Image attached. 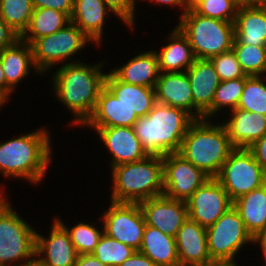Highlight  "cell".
<instances>
[{
	"mask_svg": "<svg viewBox=\"0 0 266 266\" xmlns=\"http://www.w3.org/2000/svg\"><path fill=\"white\" fill-rule=\"evenodd\" d=\"M107 63L109 61L106 58L94 64L85 60L68 63L56 67L48 75L49 83L52 84L49 87V90L52 88L51 95L70 114L68 128L81 127L93 113L99 93L104 87L107 74L105 69L109 68V64L105 67Z\"/></svg>",
	"mask_w": 266,
	"mask_h": 266,
	"instance_id": "1",
	"label": "cell"
},
{
	"mask_svg": "<svg viewBox=\"0 0 266 266\" xmlns=\"http://www.w3.org/2000/svg\"><path fill=\"white\" fill-rule=\"evenodd\" d=\"M52 131L44 125L25 131L17 137L0 141V174L3 179L28 182L34 187L43 184L53 163ZM36 185V186H35Z\"/></svg>",
	"mask_w": 266,
	"mask_h": 266,
	"instance_id": "2",
	"label": "cell"
},
{
	"mask_svg": "<svg viewBox=\"0 0 266 266\" xmlns=\"http://www.w3.org/2000/svg\"><path fill=\"white\" fill-rule=\"evenodd\" d=\"M220 119H195L189 125L178 151L210 178L217 176L235 149Z\"/></svg>",
	"mask_w": 266,
	"mask_h": 266,
	"instance_id": "3",
	"label": "cell"
},
{
	"mask_svg": "<svg viewBox=\"0 0 266 266\" xmlns=\"http://www.w3.org/2000/svg\"><path fill=\"white\" fill-rule=\"evenodd\" d=\"M194 120L183 109L156 102L147 115L136 120L133 128L148 155L163 157L179 151Z\"/></svg>",
	"mask_w": 266,
	"mask_h": 266,
	"instance_id": "4",
	"label": "cell"
},
{
	"mask_svg": "<svg viewBox=\"0 0 266 266\" xmlns=\"http://www.w3.org/2000/svg\"><path fill=\"white\" fill-rule=\"evenodd\" d=\"M108 200L116 203H140L163 195V160L161 156L117 165L111 169Z\"/></svg>",
	"mask_w": 266,
	"mask_h": 266,
	"instance_id": "5",
	"label": "cell"
},
{
	"mask_svg": "<svg viewBox=\"0 0 266 266\" xmlns=\"http://www.w3.org/2000/svg\"><path fill=\"white\" fill-rule=\"evenodd\" d=\"M5 184L0 183V266H17L36 257L37 230L14 208Z\"/></svg>",
	"mask_w": 266,
	"mask_h": 266,
	"instance_id": "6",
	"label": "cell"
},
{
	"mask_svg": "<svg viewBox=\"0 0 266 266\" xmlns=\"http://www.w3.org/2000/svg\"><path fill=\"white\" fill-rule=\"evenodd\" d=\"M33 62L42 76L48 75L56 66L83 61L82 57L89 46L96 44L74 23L45 37L34 40L31 44ZM87 47V48H86ZM80 54V55H79Z\"/></svg>",
	"mask_w": 266,
	"mask_h": 266,
	"instance_id": "7",
	"label": "cell"
},
{
	"mask_svg": "<svg viewBox=\"0 0 266 266\" xmlns=\"http://www.w3.org/2000/svg\"><path fill=\"white\" fill-rule=\"evenodd\" d=\"M175 24L187 37L198 59H210L232 49L235 38L234 22L197 14L189 8Z\"/></svg>",
	"mask_w": 266,
	"mask_h": 266,
	"instance_id": "8",
	"label": "cell"
},
{
	"mask_svg": "<svg viewBox=\"0 0 266 266\" xmlns=\"http://www.w3.org/2000/svg\"><path fill=\"white\" fill-rule=\"evenodd\" d=\"M206 233L208 252L212 260L239 261L238 255L253 247V237L233 206L207 228Z\"/></svg>",
	"mask_w": 266,
	"mask_h": 266,
	"instance_id": "9",
	"label": "cell"
},
{
	"mask_svg": "<svg viewBox=\"0 0 266 266\" xmlns=\"http://www.w3.org/2000/svg\"><path fill=\"white\" fill-rule=\"evenodd\" d=\"M215 179L232 202L266 184V173L247 148H235Z\"/></svg>",
	"mask_w": 266,
	"mask_h": 266,
	"instance_id": "10",
	"label": "cell"
},
{
	"mask_svg": "<svg viewBox=\"0 0 266 266\" xmlns=\"http://www.w3.org/2000/svg\"><path fill=\"white\" fill-rule=\"evenodd\" d=\"M109 202L105 211L102 208V215H99L103 223L104 233L110 238L139 251L146 226L139 203Z\"/></svg>",
	"mask_w": 266,
	"mask_h": 266,
	"instance_id": "11",
	"label": "cell"
},
{
	"mask_svg": "<svg viewBox=\"0 0 266 266\" xmlns=\"http://www.w3.org/2000/svg\"><path fill=\"white\" fill-rule=\"evenodd\" d=\"M163 194L168 198L186 201L210 179L178 152L162 157Z\"/></svg>",
	"mask_w": 266,
	"mask_h": 266,
	"instance_id": "12",
	"label": "cell"
},
{
	"mask_svg": "<svg viewBox=\"0 0 266 266\" xmlns=\"http://www.w3.org/2000/svg\"><path fill=\"white\" fill-rule=\"evenodd\" d=\"M96 133L97 141L106 149L108 167L142 160L148 156L133 127H80ZM91 129V130H89ZM99 137V138H98ZM110 155V156H108Z\"/></svg>",
	"mask_w": 266,
	"mask_h": 266,
	"instance_id": "13",
	"label": "cell"
},
{
	"mask_svg": "<svg viewBox=\"0 0 266 266\" xmlns=\"http://www.w3.org/2000/svg\"><path fill=\"white\" fill-rule=\"evenodd\" d=\"M232 206L228 193L215 178L206 181L187 200L189 218L206 229Z\"/></svg>",
	"mask_w": 266,
	"mask_h": 266,
	"instance_id": "14",
	"label": "cell"
},
{
	"mask_svg": "<svg viewBox=\"0 0 266 266\" xmlns=\"http://www.w3.org/2000/svg\"><path fill=\"white\" fill-rule=\"evenodd\" d=\"M48 228L47 235L37 229L36 258L43 266H75L78 253L66 228L54 216Z\"/></svg>",
	"mask_w": 266,
	"mask_h": 266,
	"instance_id": "15",
	"label": "cell"
},
{
	"mask_svg": "<svg viewBox=\"0 0 266 266\" xmlns=\"http://www.w3.org/2000/svg\"><path fill=\"white\" fill-rule=\"evenodd\" d=\"M139 205L146 225L153 226L174 238L189 218L186 201L168 198L164 194L144 200Z\"/></svg>",
	"mask_w": 266,
	"mask_h": 266,
	"instance_id": "16",
	"label": "cell"
},
{
	"mask_svg": "<svg viewBox=\"0 0 266 266\" xmlns=\"http://www.w3.org/2000/svg\"><path fill=\"white\" fill-rule=\"evenodd\" d=\"M194 100V119H212L214 94L221 80L210 59H198L186 71Z\"/></svg>",
	"mask_w": 266,
	"mask_h": 266,
	"instance_id": "17",
	"label": "cell"
},
{
	"mask_svg": "<svg viewBox=\"0 0 266 266\" xmlns=\"http://www.w3.org/2000/svg\"><path fill=\"white\" fill-rule=\"evenodd\" d=\"M0 61L6 80V94L10 98L16 93L17 87L19 89L20 83H24L30 76L35 74L43 77L34 65L31 45L21 38L0 51Z\"/></svg>",
	"mask_w": 266,
	"mask_h": 266,
	"instance_id": "18",
	"label": "cell"
},
{
	"mask_svg": "<svg viewBox=\"0 0 266 266\" xmlns=\"http://www.w3.org/2000/svg\"><path fill=\"white\" fill-rule=\"evenodd\" d=\"M112 16L116 17L103 0H74L70 22L80 28L100 49L106 41V24L112 20L108 18Z\"/></svg>",
	"mask_w": 266,
	"mask_h": 266,
	"instance_id": "19",
	"label": "cell"
},
{
	"mask_svg": "<svg viewBox=\"0 0 266 266\" xmlns=\"http://www.w3.org/2000/svg\"><path fill=\"white\" fill-rule=\"evenodd\" d=\"M220 120L226 128L235 148H248L266 135V115L248 112L240 108L227 113Z\"/></svg>",
	"mask_w": 266,
	"mask_h": 266,
	"instance_id": "20",
	"label": "cell"
},
{
	"mask_svg": "<svg viewBox=\"0 0 266 266\" xmlns=\"http://www.w3.org/2000/svg\"><path fill=\"white\" fill-rule=\"evenodd\" d=\"M180 266H206L213 261L207 244L206 228L188 218L175 236Z\"/></svg>",
	"mask_w": 266,
	"mask_h": 266,
	"instance_id": "21",
	"label": "cell"
},
{
	"mask_svg": "<svg viewBox=\"0 0 266 266\" xmlns=\"http://www.w3.org/2000/svg\"><path fill=\"white\" fill-rule=\"evenodd\" d=\"M122 61L121 64L109 68V70L125 83L155 88L160 71L158 57L154 49L137 52L134 56ZM118 65V66H117Z\"/></svg>",
	"mask_w": 266,
	"mask_h": 266,
	"instance_id": "22",
	"label": "cell"
},
{
	"mask_svg": "<svg viewBox=\"0 0 266 266\" xmlns=\"http://www.w3.org/2000/svg\"><path fill=\"white\" fill-rule=\"evenodd\" d=\"M166 35L161 42V49H154L158 57L159 71L186 72L196 60L187 37L176 25L169 29Z\"/></svg>",
	"mask_w": 266,
	"mask_h": 266,
	"instance_id": "23",
	"label": "cell"
},
{
	"mask_svg": "<svg viewBox=\"0 0 266 266\" xmlns=\"http://www.w3.org/2000/svg\"><path fill=\"white\" fill-rule=\"evenodd\" d=\"M139 117L123 105L105 86L101 89L93 113L81 127H133Z\"/></svg>",
	"mask_w": 266,
	"mask_h": 266,
	"instance_id": "24",
	"label": "cell"
},
{
	"mask_svg": "<svg viewBox=\"0 0 266 266\" xmlns=\"http://www.w3.org/2000/svg\"><path fill=\"white\" fill-rule=\"evenodd\" d=\"M155 95L156 102L183 109L194 118V100L186 72H160Z\"/></svg>",
	"mask_w": 266,
	"mask_h": 266,
	"instance_id": "25",
	"label": "cell"
},
{
	"mask_svg": "<svg viewBox=\"0 0 266 266\" xmlns=\"http://www.w3.org/2000/svg\"><path fill=\"white\" fill-rule=\"evenodd\" d=\"M234 33L240 44L266 46V5L239 6Z\"/></svg>",
	"mask_w": 266,
	"mask_h": 266,
	"instance_id": "26",
	"label": "cell"
},
{
	"mask_svg": "<svg viewBox=\"0 0 266 266\" xmlns=\"http://www.w3.org/2000/svg\"><path fill=\"white\" fill-rule=\"evenodd\" d=\"M104 86L138 117L147 115L156 103L155 88L133 85L120 81L109 69Z\"/></svg>",
	"mask_w": 266,
	"mask_h": 266,
	"instance_id": "27",
	"label": "cell"
},
{
	"mask_svg": "<svg viewBox=\"0 0 266 266\" xmlns=\"http://www.w3.org/2000/svg\"><path fill=\"white\" fill-rule=\"evenodd\" d=\"M139 252L156 266H180L175 238L146 225Z\"/></svg>",
	"mask_w": 266,
	"mask_h": 266,
	"instance_id": "28",
	"label": "cell"
},
{
	"mask_svg": "<svg viewBox=\"0 0 266 266\" xmlns=\"http://www.w3.org/2000/svg\"><path fill=\"white\" fill-rule=\"evenodd\" d=\"M246 230L255 237L266 229V184L254 189L233 202Z\"/></svg>",
	"mask_w": 266,
	"mask_h": 266,
	"instance_id": "29",
	"label": "cell"
},
{
	"mask_svg": "<svg viewBox=\"0 0 266 266\" xmlns=\"http://www.w3.org/2000/svg\"><path fill=\"white\" fill-rule=\"evenodd\" d=\"M70 23V17L51 8H34L27 30L20 37L31 44L34 40L51 35Z\"/></svg>",
	"mask_w": 266,
	"mask_h": 266,
	"instance_id": "30",
	"label": "cell"
},
{
	"mask_svg": "<svg viewBox=\"0 0 266 266\" xmlns=\"http://www.w3.org/2000/svg\"><path fill=\"white\" fill-rule=\"evenodd\" d=\"M54 217L68 231L72 244L78 254H92L95 251L99 239L104 233L103 223L100 216L97 217L98 223L96 220L91 221L90 223L88 220L84 221L83 219V221L74 222V225H69V221L66 224V221L64 219L62 220L63 217L59 214H56Z\"/></svg>",
	"mask_w": 266,
	"mask_h": 266,
	"instance_id": "31",
	"label": "cell"
},
{
	"mask_svg": "<svg viewBox=\"0 0 266 266\" xmlns=\"http://www.w3.org/2000/svg\"><path fill=\"white\" fill-rule=\"evenodd\" d=\"M244 86L245 77L220 82L213 98L212 119L217 120L237 108Z\"/></svg>",
	"mask_w": 266,
	"mask_h": 266,
	"instance_id": "32",
	"label": "cell"
},
{
	"mask_svg": "<svg viewBox=\"0 0 266 266\" xmlns=\"http://www.w3.org/2000/svg\"><path fill=\"white\" fill-rule=\"evenodd\" d=\"M232 50L245 75H266V46L240 44L234 38Z\"/></svg>",
	"mask_w": 266,
	"mask_h": 266,
	"instance_id": "33",
	"label": "cell"
},
{
	"mask_svg": "<svg viewBox=\"0 0 266 266\" xmlns=\"http://www.w3.org/2000/svg\"><path fill=\"white\" fill-rule=\"evenodd\" d=\"M32 0H2L1 18L21 37L27 30L33 14Z\"/></svg>",
	"mask_w": 266,
	"mask_h": 266,
	"instance_id": "34",
	"label": "cell"
},
{
	"mask_svg": "<svg viewBox=\"0 0 266 266\" xmlns=\"http://www.w3.org/2000/svg\"><path fill=\"white\" fill-rule=\"evenodd\" d=\"M237 108L266 115V75L246 76Z\"/></svg>",
	"mask_w": 266,
	"mask_h": 266,
	"instance_id": "35",
	"label": "cell"
},
{
	"mask_svg": "<svg viewBox=\"0 0 266 266\" xmlns=\"http://www.w3.org/2000/svg\"><path fill=\"white\" fill-rule=\"evenodd\" d=\"M136 251L133 247L112 239L103 233L92 254L107 266H119Z\"/></svg>",
	"mask_w": 266,
	"mask_h": 266,
	"instance_id": "36",
	"label": "cell"
},
{
	"mask_svg": "<svg viewBox=\"0 0 266 266\" xmlns=\"http://www.w3.org/2000/svg\"><path fill=\"white\" fill-rule=\"evenodd\" d=\"M190 8L202 16L234 22L239 5L233 0H190Z\"/></svg>",
	"mask_w": 266,
	"mask_h": 266,
	"instance_id": "37",
	"label": "cell"
},
{
	"mask_svg": "<svg viewBox=\"0 0 266 266\" xmlns=\"http://www.w3.org/2000/svg\"><path fill=\"white\" fill-rule=\"evenodd\" d=\"M221 81L246 77L232 49L210 58Z\"/></svg>",
	"mask_w": 266,
	"mask_h": 266,
	"instance_id": "38",
	"label": "cell"
},
{
	"mask_svg": "<svg viewBox=\"0 0 266 266\" xmlns=\"http://www.w3.org/2000/svg\"><path fill=\"white\" fill-rule=\"evenodd\" d=\"M105 5L116 15V21L128 28L127 31L136 32L137 12L135 8V0H103ZM120 19V20H119Z\"/></svg>",
	"mask_w": 266,
	"mask_h": 266,
	"instance_id": "39",
	"label": "cell"
},
{
	"mask_svg": "<svg viewBox=\"0 0 266 266\" xmlns=\"http://www.w3.org/2000/svg\"><path fill=\"white\" fill-rule=\"evenodd\" d=\"M147 2L149 5H156V6H160L165 8H174L176 9L177 12H179L180 14H177V18L179 17V19L183 16V14L190 8V0H135V8H136V12L140 11L138 10V5L137 3H142V2ZM167 5V6H166ZM170 6V7H169ZM178 8V9H177ZM181 10V11H180Z\"/></svg>",
	"mask_w": 266,
	"mask_h": 266,
	"instance_id": "40",
	"label": "cell"
},
{
	"mask_svg": "<svg viewBox=\"0 0 266 266\" xmlns=\"http://www.w3.org/2000/svg\"><path fill=\"white\" fill-rule=\"evenodd\" d=\"M74 0H32L34 8H51L71 17Z\"/></svg>",
	"mask_w": 266,
	"mask_h": 266,
	"instance_id": "41",
	"label": "cell"
},
{
	"mask_svg": "<svg viewBox=\"0 0 266 266\" xmlns=\"http://www.w3.org/2000/svg\"><path fill=\"white\" fill-rule=\"evenodd\" d=\"M20 36L0 16V51L13 45Z\"/></svg>",
	"mask_w": 266,
	"mask_h": 266,
	"instance_id": "42",
	"label": "cell"
},
{
	"mask_svg": "<svg viewBox=\"0 0 266 266\" xmlns=\"http://www.w3.org/2000/svg\"><path fill=\"white\" fill-rule=\"evenodd\" d=\"M266 173V135L247 148Z\"/></svg>",
	"mask_w": 266,
	"mask_h": 266,
	"instance_id": "43",
	"label": "cell"
},
{
	"mask_svg": "<svg viewBox=\"0 0 266 266\" xmlns=\"http://www.w3.org/2000/svg\"><path fill=\"white\" fill-rule=\"evenodd\" d=\"M119 266H156L146 255L136 251L131 257L125 259Z\"/></svg>",
	"mask_w": 266,
	"mask_h": 266,
	"instance_id": "44",
	"label": "cell"
},
{
	"mask_svg": "<svg viewBox=\"0 0 266 266\" xmlns=\"http://www.w3.org/2000/svg\"><path fill=\"white\" fill-rule=\"evenodd\" d=\"M75 266H107L93 254H78Z\"/></svg>",
	"mask_w": 266,
	"mask_h": 266,
	"instance_id": "45",
	"label": "cell"
},
{
	"mask_svg": "<svg viewBox=\"0 0 266 266\" xmlns=\"http://www.w3.org/2000/svg\"><path fill=\"white\" fill-rule=\"evenodd\" d=\"M253 246L260 248V254L262 256V261H264V265L266 266V229L262 230L260 233H258L255 237H253ZM262 251V252H261Z\"/></svg>",
	"mask_w": 266,
	"mask_h": 266,
	"instance_id": "46",
	"label": "cell"
},
{
	"mask_svg": "<svg viewBox=\"0 0 266 266\" xmlns=\"http://www.w3.org/2000/svg\"><path fill=\"white\" fill-rule=\"evenodd\" d=\"M206 266H241L238 261L235 260H213Z\"/></svg>",
	"mask_w": 266,
	"mask_h": 266,
	"instance_id": "47",
	"label": "cell"
},
{
	"mask_svg": "<svg viewBox=\"0 0 266 266\" xmlns=\"http://www.w3.org/2000/svg\"><path fill=\"white\" fill-rule=\"evenodd\" d=\"M11 100L14 101L3 90L0 89V110L1 111L3 108H5L6 104H9L8 102H10Z\"/></svg>",
	"mask_w": 266,
	"mask_h": 266,
	"instance_id": "48",
	"label": "cell"
},
{
	"mask_svg": "<svg viewBox=\"0 0 266 266\" xmlns=\"http://www.w3.org/2000/svg\"><path fill=\"white\" fill-rule=\"evenodd\" d=\"M0 89L6 93V80L3 73L2 63L0 61Z\"/></svg>",
	"mask_w": 266,
	"mask_h": 266,
	"instance_id": "49",
	"label": "cell"
},
{
	"mask_svg": "<svg viewBox=\"0 0 266 266\" xmlns=\"http://www.w3.org/2000/svg\"><path fill=\"white\" fill-rule=\"evenodd\" d=\"M17 266H43V264L35 257L30 261L19 264Z\"/></svg>",
	"mask_w": 266,
	"mask_h": 266,
	"instance_id": "50",
	"label": "cell"
},
{
	"mask_svg": "<svg viewBox=\"0 0 266 266\" xmlns=\"http://www.w3.org/2000/svg\"><path fill=\"white\" fill-rule=\"evenodd\" d=\"M239 6L251 5V0H233Z\"/></svg>",
	"mask_w": 266,
	"mask_h": 266,
	"instance_id": "51",
	"label": "cell"
},
{
	"mask_svg": "<svg viewBox=\"0 0 266 266\" xmlns=\"http://www.w3.org/2000/svg\"><path fill=\"white\" fill-rule=\"evenodd\" d=\"M252 4L266 5V0H251V5Z\"/></svg>",
	"mask_w": 266,
	"mask_h": 266,
	"instance_id": "52",
	"label": "cell"
}]
</instances>
